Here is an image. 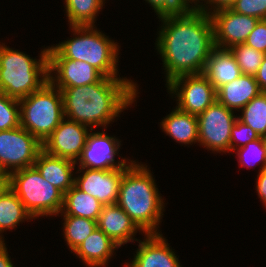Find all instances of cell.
Segmentation results:
<instances>
[{
  "instance_id": "cell-1",
  "label": "cell",
  "mask_w": 266,
  "mask_h": 267,
  "mask_svg": "<svg viewBox=\"0 0 266 267\" xmlns=\"http://www.w3.org/2000/svg\"><path fill=\"white\" fill-rule=\"evenodd\" d=\"M159 18L163 27L156 39V49L162 57L166 82L181 75L202 74L215 48L209 13L192 7Z\"/></svg>"
},
{
  "instance_id": "cell-2",
  "label": "cell",
  "mask_w": 266,
  "mask_h": 267,
  "mask_svg": "<svg viewBox=\"0 0 266 267\" xmlns=\"http://www.w3.org/2000/svg\"><path fill=\"white\" fill-rule=\"evenodd\" d=\"M136 86L127 78L103 77L93 84L56 88L62 93L65 118L93 129L106 127L128 108L137 96Z\"/></svg>"
},
{
  "instance_id": "cell-3",
  "label": "cell",
  "mask_w": 266,
  "mask_h": 267,
  "mask_svg": "<svg viewBox=\"0 0 266 267\" xmlns=\"http://www.w3.org/2000/svg\"><path fill=\"white\" fill-rule=\"evenodd\" d=\"M116 204L145 235L160 234L157 226L163 215L164 202L147 166L131 161L124 167Z\"/></svg>"
},
{
  "instance_id": "cell-4",
  "label": "cell",
  "mask_w": 266,
  "mask_h": 267,
  "mask_svg": "<svg viewBox=\"0 0 266 267\" xmlns=\"http://www.w3.org/2000/svg\"><path fill=\"white\" fill-rule=\"evenodd\" d=\"M71 28L76 37L48 47V59L84 61L104 77L117 78L118 43H114L108 36L95 30L94 26H71Z\"/></svg>"
},
{
  "instance_id": "cell-5",
  "label": "cell",
  "mask_w": 266,
  "mask_h": 267,
  "mask_svg": "<svg viewBox=\"0 0 266 267\" xmlns=\"http://www.w3.org/2000/svg\"><path fill=\"white\" fill-rule=\"evenodd\" d=\"M40 56L38 60L32 59L0 44V92L20 100L40 90L49 81L48 48Z\"/></svg>"
},
{
  "instance_id": "cell-6",
  "label": "cell",
  "mask_w": 266,
  "mask_h": 267,
  "mask_svg": "<svg viewBox=\"0 0 266 267\" xmlns=\"http://www.w3.org/2000/svg\"><path fill=\"white\" fill-rule=\"evenodd\" d=\"M20 126L42 144L65 118L62 93L49 81L19 100Z\"/></svg>"
},
{
  "instance_id": "cell-7",
  "label": "cell",
  "mask_w": 266,
  "mask_h": 267,
  "mask_svg": "<svg viewBox=\"0 0 266 267\" xmlns=\"http://www.w3.org/2000/svg\"><path fill=\"white\" fill-rule=\"evenodd\" d=\"M9 175L10 189L34 219L60 214L64 194L46 181L35 166L13 171Z\"/></svg>"
},
{
  "instance_id": "cell-8",
  "label": "cell",
  "mask_w": 266,
  "mask_h": 267,
  "mask_svg": "<svg viewBox=\"0 0 266 267\" xmlns=\"http://www.w3.org/2000/svg\"><path fill=\"white\" fill-rule=\"evenodd\" d=\"M42 150V143L21 126L0 131V171L10 174L34 166Z\"/></svg>"
},
{
  "instance_id": "cell-9",
  "label": "cell",
  "mask_w": 266,
  "mask_h": 267,
  "mask_svg": "<svg viewBox=\"0 0 266 267\" xmlns=\"http://www.w3.org/2000/svg\"><path fill=\"white\" fill-rule=\"evenodd\" d=\"M234 111L217 100L198 118V143L218 152L230 151L231 128L236 121Z\"/></svg>"
},
{
  "instance_id": "cell-10",
  "label": "cell",
  "mask_w": 266,
  "mask_h": 267,
  "mask_svg": "<svg viewBox=\"0 0 266 267\" xmlns=\"http://www.w3.org/2000/svg\"><path fill=\"white\" fill-rule=\"evenodd\" d=\"M166 85L169 92L177 97L176 107L195 116L203 113L217 100L216 89L203 73L181 75Z\"/></svg>"
},
{
  "instance_id": "cell-11",
  "label": "cell",
  "mask_w": 266,
  "mask_h": 267,
  "mask_svg": "<svg viewBox=\"0 0 266 267\" xmlns=\"http://www.w3.org/2000/svg\"><path fill=\"white\" fill-rule=\"evenodd\" d=\"M209 6L201 3L193 7L209 13L213 25L214 44L217 48L230 49L235 45L245 43L259 21L258 18L236 13L230 8L210 12Z\"/></svg>"
},
{
  "instance_id": "cell-12",
  "label": "cell",
  "mask_w": 266,
  "mask_h": 267,
  "mask_svg": "<svg viewBox=\"0 0 266 267\" xmlns=\"http://www.w3.org/2000/svg\"><path fill=\"white\" fill-rule=\"evenodd\" d=\"M89 126L63 119L45 140L43 150L52 156L70 159L77 163L86 145Z\"/></svg>"
},
{
  "instance_id": "cell-13",
  "label": "cell",
  "mask_w": 266,
  "mask_h": 267,
  "mask_svg": "<svg viewBox=\"0 0 266 267\" xmlns=\"http://www.w3.org/2000/svg\"><path fill=\"white\" fill-rule=\"evenodd\" d=\"M89 129L86 145L83 148L79 160V167L88 169L111 170L119 167H127L129 161L123 159L115 162V155L118 154L120 142L116 137L108 136L104 132L91 133ZM128 162V164L126 163Z\"/></svg>"
},
{
  "instance_id": "cell-14",
  "label": "cell",
  "mask_w": 266,
  "mask_h": 267,
  "mask_svg": "<svg viewBox=\"0 0 266 267\" xmlns=\"http://www.w3.org/2000/svg\"><path fill=\"white\" fill-rule=\"evenodd\" d=\"M78 169L79 173H83L75 177L74 185L78 189L98 199L103 205L116 204L124 167L111 170Z\"/></svg>"
},
{
  "instance_id": "cell-15",
  "label": "cell",
  "mask_w": 266,
  "mask_h": 267,
  "mask_svg": "<svg viewBox=\"0 0 266 267\" xmlns=\"http://www.w3.org/2000/svg\"><path fill=\"white\" fill-rule=\"evenodd\" d=\"M48 71L49 82L55 87L84 86L97 83L104 77L90 64L72 59H48ZM52 72L56 73L55 77Z\"/></svg>"
},
{
  "instance_id": "cell-16",
  "label": "cell",
  "mask_w": 266,
  "mask_h": 267,
  "mask_svg": "<svg viewBox=\"0 0 266 267\" xmlns=\"http://www.w3.org/2000/svg\"><path fill=\"white\" fill-rule=\"evenodd\" d=\"M146 239L139 241L138 250L127 267H181L178 257L170 249L162 234H146Z\"/></svg>"
},
{
  "instance_id": "cell-17",
  "label": "cell",
  "mask_w": 266,
  "mask_h": 267,
  "mask_svg": "<svg viewBox=\"0 0 266 267\" xmlns=\"http://www.w3.org/2000/svg\"><path fill=\"white\" fill-rule=\"evenodd\" d=\"M97 227L119 248L127 242H134L135 232L141 231L130 216L117 204L103 205L97 220Z\"/></svg>"
},
{
  "instance_id": "cell-18",
  "label": "cell",
  "mask_w": 266,
  "mask_h": 267,
  "mask_svg": "<svg viewBox=\"0 0 266 267\" xmlns=\"http://www.w3.org/2000/svg\"><path fill=\"white\" fill-rule=\"evenodd\" d=\"M75 164L77 163L70 159L55 157L42 150L38 154L34 166L46 181L65 194L74 186L75 177H72V172Z\"/></svg>"
},
{
  "instance_id": "cell-19",
  "label": "cell",
  "mask_w": 266,
  "mask_h": 267,
  "mask_svg": "<svg viewBox=\"0 0 266 267\" xmlns=\"http://www.w3.org/2000/svg\"><path fill=\"white\" fill-rule=\"evenodd\" d=\"M261 92L255 76L242 74L234 81L219 87L216 95L217 101L228 109L241 110Z\"/></svg>"
},
{
  "instance_id": "cell-20",
  "label": "cell",
  "mask_w": 266,
  "mask_h": 267,
  "mask_svg": "<svg viewBox=\"0 0 266 267\" xmlns=\"http://www.w3.org/2000/svg\"><path fill=\"white\" fill-rule=\"evenodd\" d=\"M118 245L98 227L73 251L89 267H103Z\"/></svg>"
},
{
  "instance_id": "cell-21",
  "label": "cell",
  "mask_w": 266,
  "mask_h": 267,
  "mask_svg": "<svg viewBox=\"0 0 266 267\" xmlns=\"http://www.w3.org/2000/svg\"><path fill=\"white\" fill-rule=\"evenodd\" d=\"M203 74L217 90L242 75L240 67L229 49L215 47L209 56Z\"/></svg>"
},
{
  "instance_id": "cell-22",
  "label": "cell",
  "mask_w": 266,
  "mask_h": 267,
  "mask_svg": "<svg viewBox=\"0 0 266 267\" xmlns=\"http://www.w3.org/2000/svg\"><path fill=\"white\" fill-rule=\"evenodd\" d=\"M162 130L178 143L192 144L198 143V118L175 108L161 122Z\"/></svg>"
},
{
  "instance_id": "cell-23",
  "label": "cell",
  "mask_w": 266,
  "mask_h": 267,
  "mask_svg": "<svg viewBox=\"0 0 266 267\" xmlns=\"http://www.w3.org/2000/svg\"><path fill=\"white\" fill-rule=\"evenodd\" d=\"M102 207L103 204L98 199L81 191L74 185L64 194L60 213L61 215H71L97 221Z\"/></svg>"
},
{
  "instance_id": "cell-24",
  "label": "cell",
  "mask_w": 266,
  "mask_h": 267,
  "mask_svg": "<svg viewBox=\"0 0 266 267\" xmlns=\"http://www.w3.org/2000/svg\"><path fill=\"white\" fill-rule=\"evenodd\" d=\"M24 219H33V216L26 210L18 196L9 189L0 198V234L4 230H12Z\"/></svg>"
},
{
  "instance_id": "cell-25",
  "label": "cell",
  "mask_w": 266,
  "mask_h": 267,
  "mask_svg": "<svg viewBox=\"0 0 266 267\" xmlns=\"http://www.w3.org/2000/svg\"><path fill=\"white\" fill-rule=\"evenodd\" d=\"M104 0H65L66 14L71 26H95L96 14Z\"/></svg>"
},
{
  "instance_id": "cell-26",
  "label": "cell",
  "mask_w": 266,
  "mask_h": 267,
  "mask_svg": "<svg viewBox=\"0 0 266 267\" xmlns=\"http://www.w3.org/2000/svg\"><path fill=\"white\" fill-rule=\"evenodd\" d=\"M64 238L69 249L74 251L97 228V221L64 215Z\"/></svg>"
},
{
  "instance_id": "cell-27",
  "label": "cell",
  "mask_w": 266,
  "mask_h": 267,
  "mask_svg": "<svg viewBox=\"0 0 266 267\" xmlns=\"http://www.w3.org/2000/svg\"><path fill=\"white\" fill-rule=\"evenodd\" d=\"M241 122L250 126L260 137L266 135V92H261L242 109Z\"/></svg>"
},
{
  "instance_id": "cell-28",
  "label": "cell",
  "mask_w": 266,
  "mask_h": 267,
  "mask_svg": "<svg viewBox=\"0 0 266 267\" xmlns=\"http://www.w3.org/2000/svg\"><path fill=\"white\" fill-rule=\"evenodd\" d=\"M229 50L240 67L242 74L251 76H255L257 74L265 53L255 50L244 43L235 45Z\"/></svg>"
},
{
  "instance_id": "cell-29",
  "label": "cell",
  "mask_w": 266,
  "mask_h": 267,
  "mask_svg": "<svg viewBox=\"0 0 266 267\" xmlns=\"http://www.w3.org/2000/svg\"><path fill=\"white\" fill-rule=\"evenodd\" d=\"M19 100L0 92V131L20 126Z\"/></svg>"
},
{
  "instance_id": "cell-30",
  "label": "cell",
  "mask_w": 266,
  "mask_h": 267,
  "mask_svg": "<svg viewBox=\"0 0 266 267\" xmlns=\"http://www.w3.org/2000/svg\"><path fill=\"white\" fill-rule=\"evenodd\" d=\"M236 150L239 162L241 163L240 166L244 167L247 165V167L250 168L252 167V164L255 165L261 163L260 171L266 168V153L262 137L249 142L244 147L237 148ZM250 159L251 161L253 160L254 163L251 164Z\"/></svg>"
},
{
  "instance_id": "cell-31",
  "label": "cell",
  "mask_w": 266,
  "mask_h": 267,
  "mask_svg": "<svg viewBox=\"0 0 266 267\" xmlns=\"http://www.w3.org/2000/svg\"><path fill=\"white\" fill-rule=\"evenodd\" d=\"M259 138L260 136L250 126H247L237 118L231 128L230 151L234 152L237 147H244L247 143Z\"/></svg>"
},
{
  "instance_id": "cell-32",
  "label": "cell",
  "mask_w": 266,
  "mask_h": 267,
  "mask_svg": "<svg viewBox=\"0 0 266 267\" xmlns=\"http://www.w3.org/2000/svg\"><path fill=\"white\" fill-rule=\"evenodd\" d=\"M230 9L259 20L266 19V0H235Z\"/></svg>"
},
{
  "instance_id": "cell-33",
  "label": "cell",
  "mask_w": 266,
  "mask_h": 267,
  "mask_svg": "<svg viewBox=\"0 0 266 267\" xmlns=\"http://www.w3.org/2000/svg\"><path fill=\"white\" fill-rule=\"evenodd\" d=\"M153 7L158 17L181 13L193 7L189 0H145Z\"/></svg>"
},
{
  "instance_id": "cell-34",
  "label": "cell",
  "mask_w": 266,
  "mask_h": 267,
  "mask_svg": "<svg viewBox=\"0 0 266 267\" xmlns=\"http://www.w3.org/2000/svg\"><path fill=\"white\" fill-rule=\"evenodd\" d=\"M244 44L266 54V19L258 21Z\"/></svg>"
},
{
  "instance_id": "cell-35",
  "label": "cell",
  "mask_w": 266,
  "mask_h": 267,
  "mask_svg": "<svg viewBox=\"0 0 266 267\" xmlns=\"http://www.w3.org/2000/svg\"><path fill=\"white\" fill-rule=\"evenodd\" d=\"M257 181H256V189L258 192V196L261 201H263V204L266 206V168L259 171V174L257 175Z\"/></svg>"
},
{
  "instance_id": "cell-36",
  "label": "cell",
  "mask_w": 266,
  "mask_h": 267,
  "mask_svg": "<svg viewBox=\"0 0 266 267\" xmlns=\"http://www.w3.org/2000/svg\"><path fill=\"white\" fill-rule=\"evenodd\" d=\"M255 79L262 92H266V54L255 75Z\"/></svg>"
},
{
  "instance_id": "cell-37",
  "label": "cell",
  "mask_w": 266,
  "mask_h": 267,
  "mask_svg": "<svg viewBox=\"0 0 266 267\" xmlns=\"http://www.w3.org/2000/svg\"><path fill=\"white\" fill-rule=\"evenodd\" d=\"M2 235L0 236V267H14L11 259L8 257L7 248L4 241H2Z\"/></svg>"
},
{
  "instance_id": "cell-38",
  "label": "cell",
  "mask_w": 266,
  "mask_h": 267,
  "mask_svg": "<svg viewBox=\"0 0 266 267\" xmlns=\"http://www.w3.org/2000/svg\"><path fill=\"white\" fill-rule=\"evenodd\" d=\"M201 1H206V4H211V5L213 4L212 5L213 11L211 12L220 9L230 8L234 4V0H201Z\"/></svg>"
},
{
  "instance_id": "cell-39",
  "label": "cell",
  "mask_w": 266,
  "mask_h": 267,
  "mask_svg": "<svg viewBox=\"0 0 266 267\" xmlns=\"http://www.w3.org/2000/svg\"><path fill=\"white\" fill-rule=\"evenodd\" d=\"M10 189V175L8 173H0V198Z\"/></svg>"
},
{
  "instance_id": "cell-40",
  "label": "cell",
  "mask_w": 266,
  "mask_h": 267,
  "mask_svg": "<svg viewBox=\"0 0 266 267\" xmlns=\"http://www.w3.org/2000/svg\"><path fill=\"white\" fill-rule=\"evenodd\" d=\"M263 145L265 148V153H266V135L262 137Z\"/></svg>"
},
{
  "instance_id": "cell-41",
  "label": "cell",
  "mask_w": 266,
  "mask_h": 267,
  "mask_svg": "<svg viewBox=\"0 0 266 267\" xmlns=\"http://www.w3.org/2000/svg\"><path fill=\"white\" fill-rule=\"evenodd\" d=\"M192 2L195 3L194 5H196V4H198L200 1H199V0H189V3L192 4Z\"/></svg>"
}]
</instances>
